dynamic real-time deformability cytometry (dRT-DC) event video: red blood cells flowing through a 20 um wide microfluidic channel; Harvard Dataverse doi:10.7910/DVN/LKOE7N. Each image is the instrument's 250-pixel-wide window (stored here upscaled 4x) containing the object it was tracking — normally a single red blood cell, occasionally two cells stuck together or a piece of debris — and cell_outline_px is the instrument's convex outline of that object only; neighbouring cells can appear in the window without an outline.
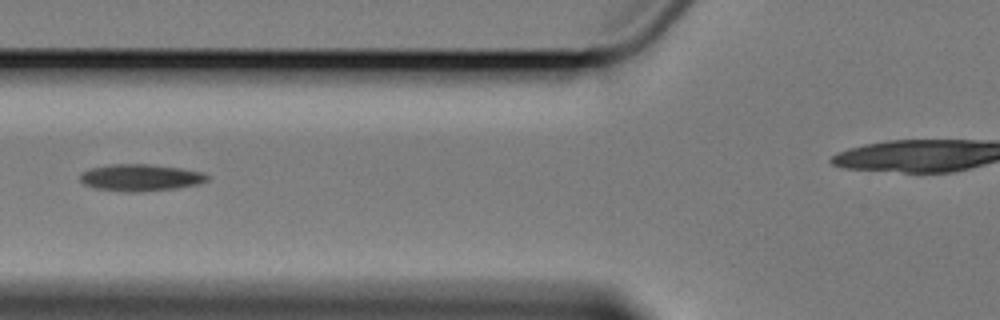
{"species": "Egyptian fruit bat (a non-hibernating species)", "species_latin": "Rousettus aegyptiacus", "temperature_condition": "cold", "stored_images_in_passage": 8, "camera_frame_rate_fps": 3000, "um_per_image_px": 0.085, "animal": {"sex": "female"}, "frame": {"image": 1, "passage_image": 7, "time_ms": 7.0, "image_size_px": [1000, 320], "cell_outline_px": [[208, 180], [196, 184], [172, 188], [132, 192], [124, 192], [96, 188], [84, 184], [80, 180], [80, 172], [88, 168], [112, 164], [148, 164], [180, 168], [204, 172], [208, 176]], "centroid_in_image_um": [11.88, 15.08], "position_along_channel_um": 113.9, "area_um2": 19.71}}